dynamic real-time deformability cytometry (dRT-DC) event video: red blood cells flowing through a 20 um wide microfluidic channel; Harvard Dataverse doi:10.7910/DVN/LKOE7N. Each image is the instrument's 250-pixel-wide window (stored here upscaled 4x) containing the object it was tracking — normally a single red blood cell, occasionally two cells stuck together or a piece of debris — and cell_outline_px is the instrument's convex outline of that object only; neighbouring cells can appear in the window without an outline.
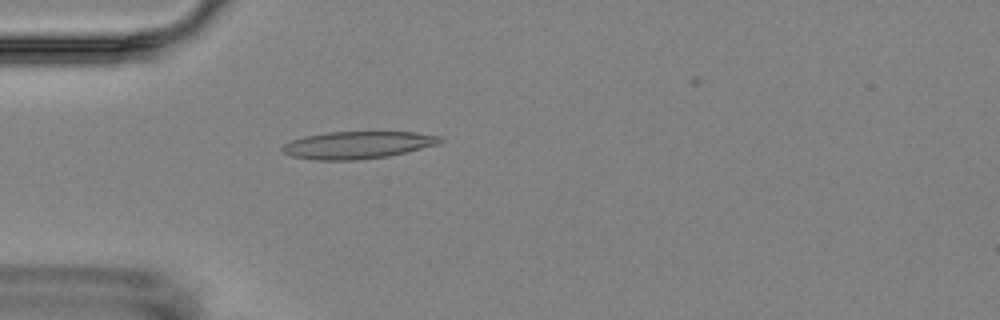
{"species": "Egyptian fruit bat (a non-hibernating species)", "species_latin": "Rousettus aegyptiacus", "temperature_condition": "room temperature", "stored_images_in_passage": 6, "camera_frame_rate_fps": 3000, "um_per_image_px": 0.085, "animal": {"sex": "female"}, "frame": {"image": 1, "passage_image": 5, "time_ms": 4.667, "image_size_px": [1000, 320], "cell_outline_px": [[444, 140], [440, 144], [388, 156], [356, 160], [316, 160], [292, 156], [284, 152], [280, 148], [284, 144], [292, 140], [304, 136], [328, 132], [412, 132], [440, 136]], "centroid_in_image_um": [30.4, 12.32], "position_along_channel_um": 54.6, "area_um2": 25.03}}